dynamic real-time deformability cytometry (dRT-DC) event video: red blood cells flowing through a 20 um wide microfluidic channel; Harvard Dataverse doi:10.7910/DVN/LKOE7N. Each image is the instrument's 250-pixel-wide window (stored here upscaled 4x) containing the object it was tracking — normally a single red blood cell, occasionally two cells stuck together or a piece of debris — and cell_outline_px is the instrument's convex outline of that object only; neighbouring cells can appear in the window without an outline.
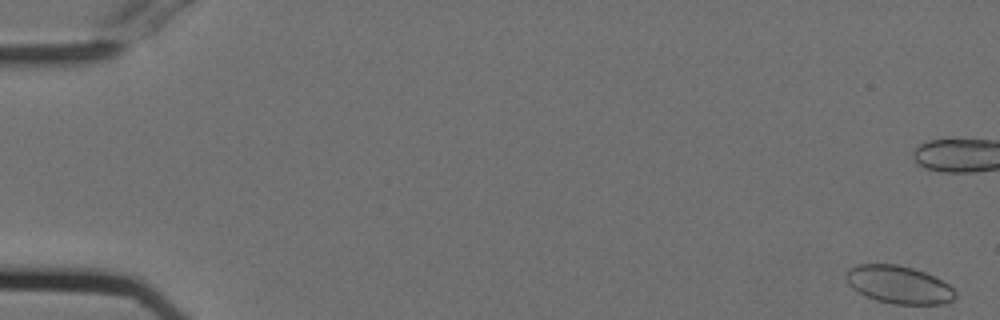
{"species": "Egyptian fruit bat (a non-hibernating species)", "species_latin": "Rousettus aegyptiacus", "temperature_condition": "cold", "stored_images_in_passage": 56, "camera_frame_rate_fps": 3000, "um_per_image_px": 0.085, "animal": {"sex": "female"}, "frame": {"image": 1, "passage_image": 1, "time_ms": 0.0, "image_size_px": [1000, 320], "cell_outline_px": [[956, 296], [952, 300], [944, 304], [892, 304], [876, 300], [864, 296], [852, 288], [848, 284], [844, 276], [848, 268], [856, 264], [896, 264], [912, 268], [924, 272], [948, 284], [956, 292]], "centroid_in_image_um": [76.35, 24.2], "position_along_channel_um": 8.7, "area_um2": 24.16}}
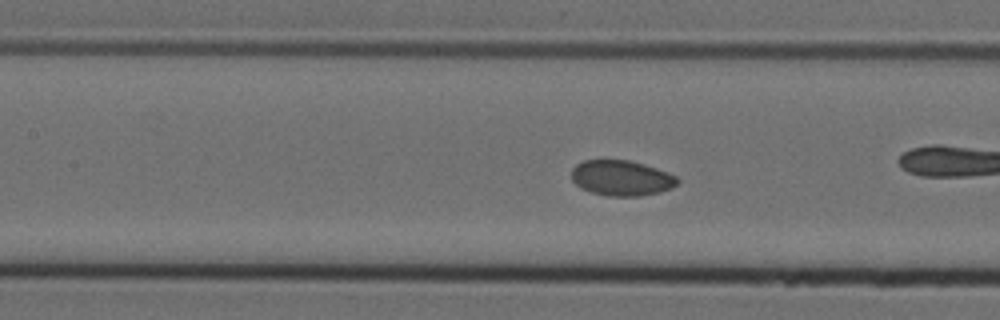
{"frame": {"image": 2, "passage_image": 25, "time_ms": 8.0, "image_size_px": [1000, 320], "cell_outline_px": [[680, 180], [672, 188], [660, 192], [640, 196], [608, 196], [592, 192], [580, 188], [572, 180], [572, 168], [576, 164], [584, 160], [628, 160], [644, 164], [668, 172], [676, 176]], "centroid_in_image_um": [52.83, 15.13], "position_along_channel_um": 154.6, "area_um2": 21.91}}
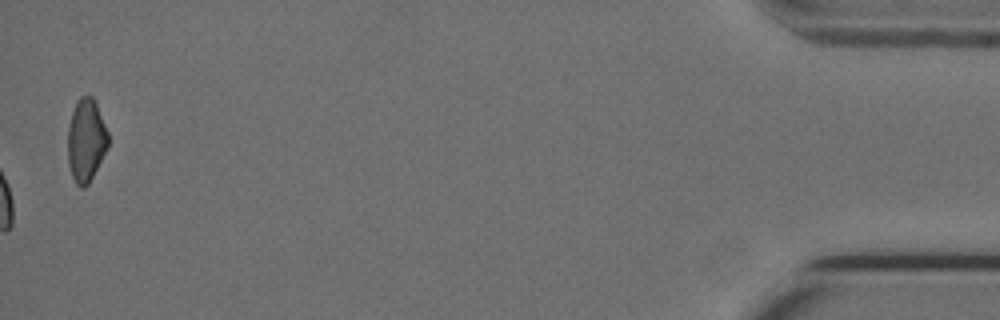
{"frame": {"image": 3, "passage_image": 56, "time_ms": 18.333, "image_size_px": [1000, 320], "cell_outline_px": [[108, 148], [88, 184], [84, 188], [80, 188], [76, 184], [72, 176], [68, 164], [68, 128], [72, 112], [76, 100], [80, 96], [92, 96], [96, 104], [108, 132]], "centroid_in_image_um": [7.31, 11.94], "position_along_channel_um": 427.9, "area_um2": 19.48}, "authors_computed_cell_mechanics": {"area_um2": 22.1085, "velocity_mm_per_s": 3.7212, "shape_relaxation_time_tau1_ms": null, "shape_relaxation_time_tau2_ms": 5.9894, "deformation_change_tau1": null, "deformation_change_tau2": 0.0627}}